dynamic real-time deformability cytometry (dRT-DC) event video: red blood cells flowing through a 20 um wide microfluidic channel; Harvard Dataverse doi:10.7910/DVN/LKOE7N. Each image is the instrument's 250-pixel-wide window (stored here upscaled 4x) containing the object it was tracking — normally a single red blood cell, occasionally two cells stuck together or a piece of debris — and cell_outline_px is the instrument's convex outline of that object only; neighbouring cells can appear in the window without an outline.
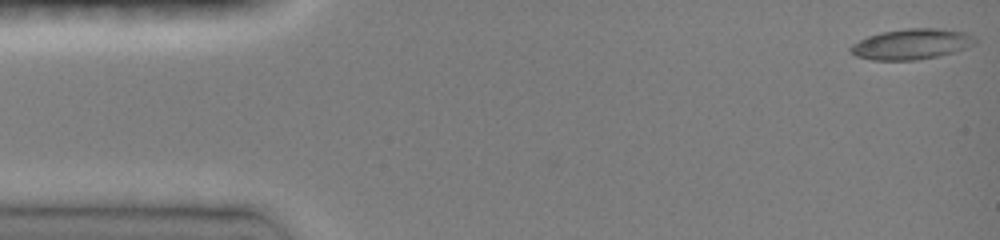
{"species": "common noctule bat (a hibernating species)", "species_latin": "Nyctalus noctula", "temperature_condition": "room temperature", "stored_images_in_passage": 4, "camera_frame_rate_fps": 3000, "um_per_image_px": 0.085, "animal": {"sex": "female", "body_mass_g": 19.0, "forearm_length_mm": 51.5}, "frame": {"image": 1, "passage_image": 1, "time_ms": 0.0, "image_size_px": [1000, 240], "cell_outline_px": [[976, 44], [952, 52], [936, 56], [916, 60], [872, 60], [856, 56], [848, 48], [852, 44], [868, 36], [880, 32], [904, 28], [940, 28], [964, 32], [976, 36]], "centroid_in_image_um": [77.48, 3.73], "position_along_channel_um": 7.5, "area_um2": 22.2}}